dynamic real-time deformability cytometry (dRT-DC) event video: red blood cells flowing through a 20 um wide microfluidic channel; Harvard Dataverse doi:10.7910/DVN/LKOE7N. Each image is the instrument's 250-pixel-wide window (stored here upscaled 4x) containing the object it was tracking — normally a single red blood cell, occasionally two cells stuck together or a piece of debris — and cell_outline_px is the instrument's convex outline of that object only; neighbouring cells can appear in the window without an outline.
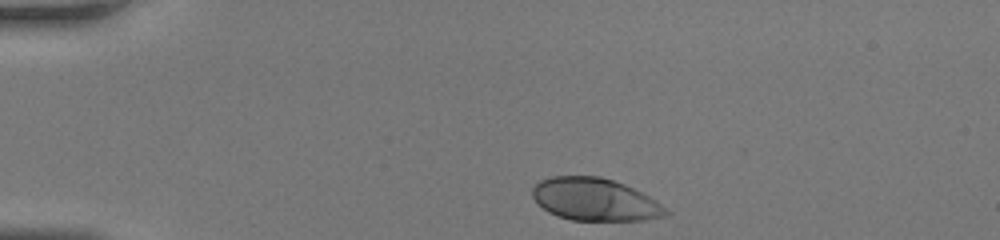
{"species": "human", "species_latin": "Homo sapiens", "temperature_condition": "room temperature", "stored_images_in_passage": 31, "camera_frame_rate_fps": 3000, "um_per_image_px": 0.085, "donor": {"sex": "female"}, "frame": {"image": 1, "passage_image": 1, "time_ms": 0.0, "image_size_px": [1000, 240], "cell_outline_px": [[668, 212], [664, 216], [644, 220], [572, 220], [556, 216], [548, 212], [532, 196], [532, 188], [540, 180], [552, 176], [600, 176], [624, 184], [648, 196], [660, 204]], "centroid_in_image_um": [50.52, 16.95], "position_along_channel_um": 34.5, "area_um2": 32.66}}
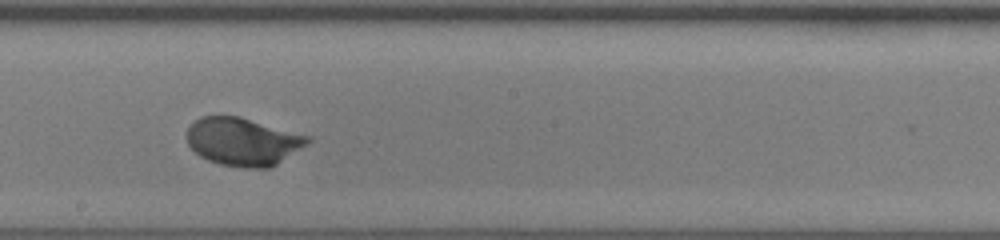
{"frame": {"image": 2, "passage_image": 18, "time_ms": 5.667, "image_size_px": [1000, 240], "cell_outline_px": [[312, 140], [308, 144], [276, 164], [268, 168], [244, 168], [220, 164], [208, 160], [200, 156], [188, 144], [188, 128], [200, 116], [240, 116], [312, 136]], "centroid_in_image_um": [20.69, 12.03], "position_along_channel_um": 227.5, "area_um2": 33.76}}
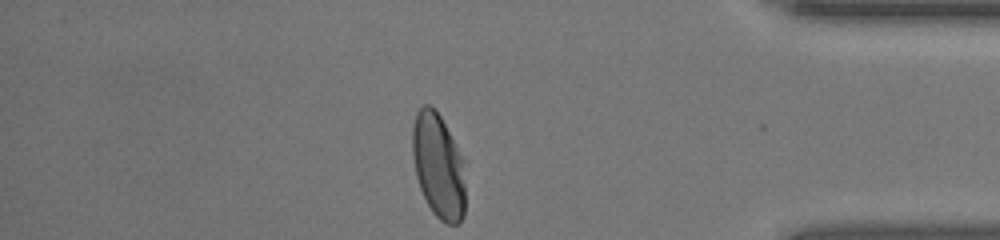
{"frame": {"image": 3, "passage_image": 31, "time_ms": 10.0, "image_size_px": [1000, 240], "cell_outline_px": [[468, 160], [464, 216], [460, 224], [448, 224], [440, 220], [432, 212], [420, 188], [416, 176], [412, 156], [412, 124], [416, 112], [424, 104], [432, 104], [436, 108]], "centroid_in_image_um": [37.34, 14.06], "position_along_channel_um": 397.9, "area_um2": 34.22}}